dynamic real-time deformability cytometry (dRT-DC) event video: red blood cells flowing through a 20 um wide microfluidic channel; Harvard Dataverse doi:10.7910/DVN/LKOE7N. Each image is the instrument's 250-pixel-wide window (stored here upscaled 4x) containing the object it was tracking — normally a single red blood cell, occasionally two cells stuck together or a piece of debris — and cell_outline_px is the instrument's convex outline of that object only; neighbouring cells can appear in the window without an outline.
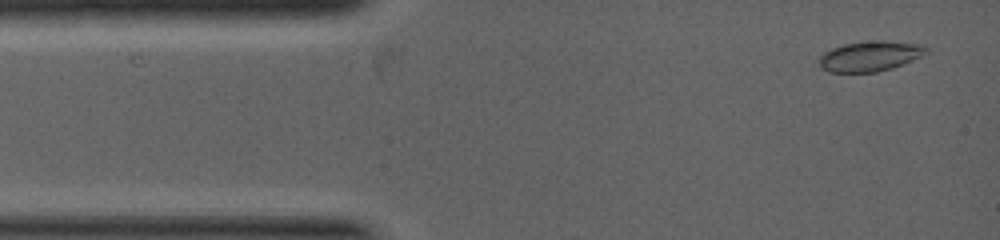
{"species": "common noctule bat (a hibernating species)", "species_latin": "Nyctalus noctula", "temperature_condition": "warm", "stored_images_in_passage": 7, "camera_frame_rate_fps": 5000, "um_per_image_px": 0.085, "animal": {"sex": "female", "body_mass_g": 19.0, "forearm_length_mm": 53.3}, "frame": {"image": 1, "passage_image": 1, "time_ms": 0.0, "image_size_px": [1000, 240], "cell_outline_px": [[928, 52], [904, 64], [892, 68], [876, 72], [828, 72], [820, 68], [820, 56], [824, 52], [832, 48], [844, 44], [880, 40], [920, 44], [928, 48]], "centroid_in_image_um": [73.94, 4.78], "position_along_channel_um": 11.1, "area_um2": 18.73}}
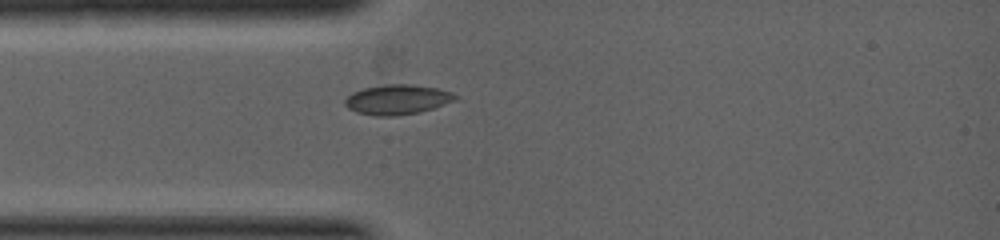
{"frame": {"image": 2, "passage_image": 7, "time_ms": 1.4, "image_size_px": [1000, 240], "cell_outline_px": [[460, 96], [456, 100], [420, 112], [392, 116], [376, 116], [356, 112], [348, 108], [344, 104], [344, 100], [352, 92], [364, 88], [384, 84], [412, 84], [436, 88], [452, 92]], "centroid_in_image_um": [33.77, 8.45], "position_along_channel_um": 51.2, "area_um2": 19.25}}